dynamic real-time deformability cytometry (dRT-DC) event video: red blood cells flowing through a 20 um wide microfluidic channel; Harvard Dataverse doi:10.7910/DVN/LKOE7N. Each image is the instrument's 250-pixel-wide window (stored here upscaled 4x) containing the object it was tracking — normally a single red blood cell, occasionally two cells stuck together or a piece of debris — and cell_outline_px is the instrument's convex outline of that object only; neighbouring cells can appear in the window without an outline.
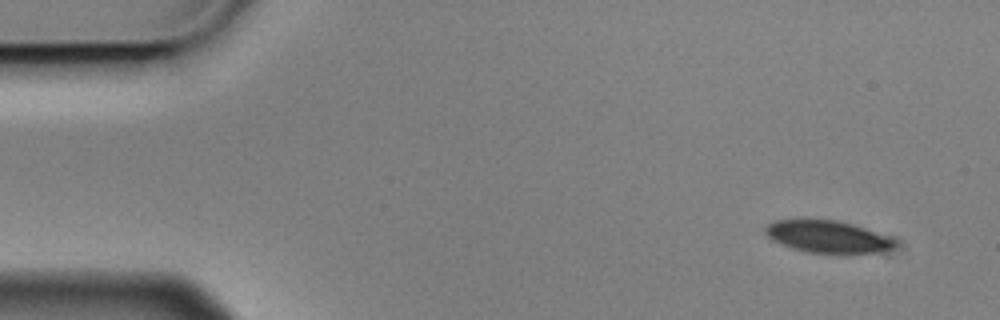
{"species": "Egyptian fruit bat (a non-hibernating species)", "species_latin": "Rousettus aegyptiacus", "temperature_condition": "cold", "stored_images_in_passage": 4, "camera_frame_rate_fps": 3000, "um_per_image_px": 0.085, "animal": {"sex": "male"}, "frame": {"image": 1, "passage_image": 1, "time_ms": 0.0, "image_size_px": [1000, 320], "cell_outline_px": [[896, 248], [884, 252], [808, 252], [792, 248], [772, 240], [764, 232], [764, 228], [768, 224], [776, 220], [804, 216], [808, 216], [836, 220], [852, 224], [892, 236], [896, 240]], "centroid_in_image_um": [70.34, 20.05], "position_along_channel_um": 14.7, "area_um2": 25.03}}